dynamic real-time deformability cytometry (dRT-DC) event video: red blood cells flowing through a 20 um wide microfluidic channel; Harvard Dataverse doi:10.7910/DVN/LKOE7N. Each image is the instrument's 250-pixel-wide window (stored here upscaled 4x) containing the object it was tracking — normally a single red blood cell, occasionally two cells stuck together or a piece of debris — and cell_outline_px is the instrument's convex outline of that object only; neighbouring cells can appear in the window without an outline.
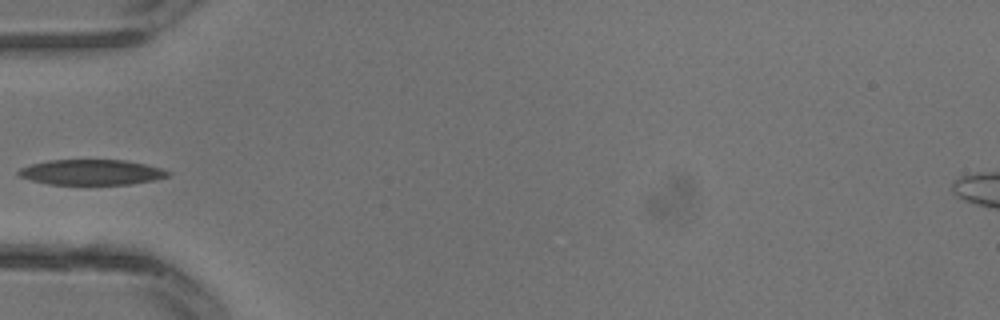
{"species": "common noctule bat (a hibernating species)", "species_latin": "Nyctalus noctula", "temperature_condition": "warm", "stored_images_in_passage": 3, "camera_frame_rate_fps": 3000, "um_per_image_px": 0.085, "animal": {"sex": "male", "body_mass_g": 13.3}, "frame": {"image": 1, "passage_image": 3, "time_ms": 0.667, "image_size_px": [1000, 320], "cell_outline_px": [[172, 172], [168, 176], [152, 180], [132, 184], [48, 184], [32, 180], [20, 176], [16, 172], [20, 168], [32, 164], [48, 160], [124, 160], [144, 164], [160, 168]], "centroid_in_image_um": [7.77, 14.64], "position_along_channel_um": 77.2, "area_um2": 21.85}}